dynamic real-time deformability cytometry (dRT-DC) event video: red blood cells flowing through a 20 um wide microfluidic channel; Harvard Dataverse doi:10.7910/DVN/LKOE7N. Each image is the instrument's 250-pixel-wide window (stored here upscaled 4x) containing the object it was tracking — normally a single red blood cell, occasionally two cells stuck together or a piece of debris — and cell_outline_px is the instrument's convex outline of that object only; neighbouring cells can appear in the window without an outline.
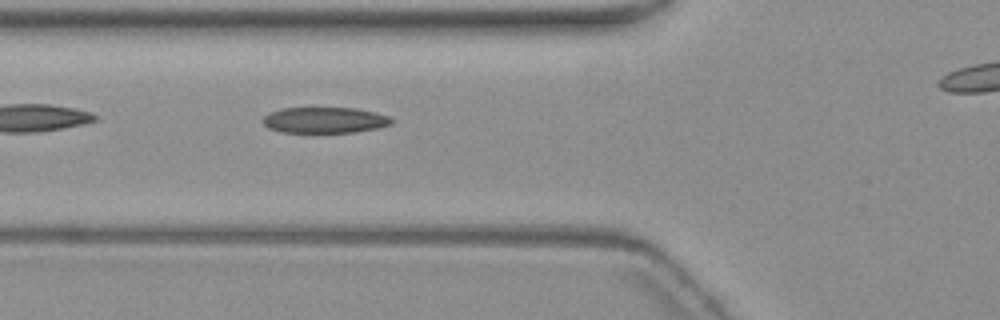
{"species": "common noctule bat (a hibernating species)", "species_latin": "Nyctalus noctula", "temperature_condition": "warm", "stored_images_in_passage": 7, "camera_frame_rate_fps": 3000, "um_per_image_px": 0.085, "animal": {"sex": "female", "body_mass_g": 19.3, "forearm_length_mm": 54.1}, "frame": {"image": 1, "passage_image": 6, "time_ms": 6.0, "image_size_px": [1000, 320], "cell_outline_px": [[392, 124], [376, 128], [356, 132], [280, 132], [268, 128], [264, 124], [264, 116], [268, 112], [280, 108], [356, 108], [376, 112], [388, 116], [392, 120]], "centroid_in_image_um": [27.58, 10.2], "position_along_channel_um": 98.2, "area_um2": 19.42}}